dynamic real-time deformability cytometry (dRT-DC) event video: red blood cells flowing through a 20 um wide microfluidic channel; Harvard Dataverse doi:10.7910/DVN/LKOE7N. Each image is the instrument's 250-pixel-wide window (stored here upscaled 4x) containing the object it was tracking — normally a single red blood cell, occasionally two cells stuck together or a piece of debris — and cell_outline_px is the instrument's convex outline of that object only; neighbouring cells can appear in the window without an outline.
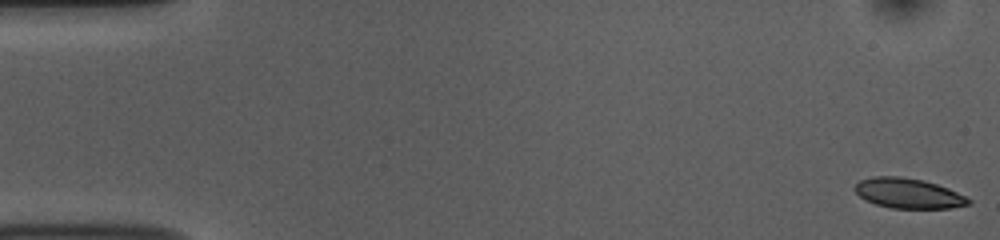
{"species": "common noctule bat (a hibernating species)", "species_latin": "Nyctalus noctula", "temperature_condition": "room temperature", "stored_images_in_passage": 53, "camera_frame_rate_fps": 3000, "um_per_image_px": 0.085, "animal": {"sex": "female", "body_mass_g": 10.0, "forearm_length_mm": 53.1}, "frame": {"image": 1, "passage_image": 1, "time_ms": 0.0, "image_size_px": [1000, 240], "cell_outline_px": [[972, 200], [968, 204], [948, 208], [892, 208], [876, 204], [860, 196], [852, 188], [860, 180], [872, 176], [900, 176], [924, 180], [948, 188]], "centroid_in_image_um": [77.17, 16.42], "position_along_channel_um": 7.8, "area_um2": 19.71}}
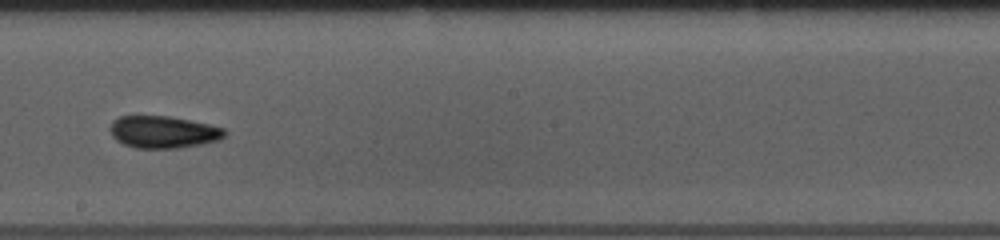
{"frame": {"image": 2, "passage_image": 30, "time_ms": 9.667, "image_size_px": [1000, 240], "cell_outline_px": [[228, 132], [224, 136], [216, 140], [200, 144], [180, 148], [136, 148], [124, 144], [116, 140], [112, 136], [108, 128], [112, 120], [120, 116], [168, 116], [208, 124], [224, 128]], "centroid_in_image_um": [13.83, 11.22], "position_along_channel_um": 234.4, "area_um2": 21.44}}
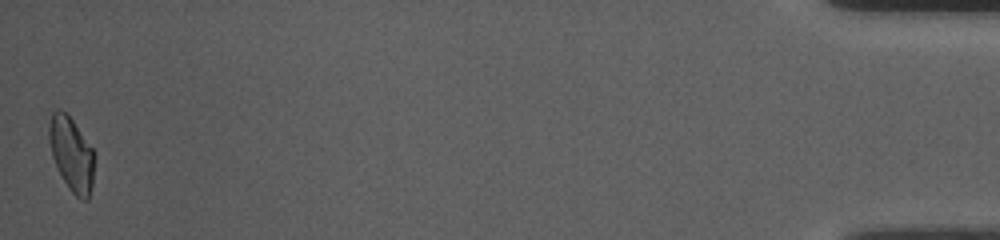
{"frame": {"image": 3, "passage_image": 53, "time_ms": 17.333, "image_size_px": [1000, 240], "cell_outline_px": [[92, 184], [88, 200], [84, 200], [76, 196], [68, 188], [52, 156], [48, 140], [48, 124], [52, 112], [56, 108], [60, 108], [72, 120], [92, 148]], "centroid_in_image_um": [6.03, 13.06], "position_along_channel_um": 429.2, "area_um2": 19.07}, "authors_computed_cell_mechanics": {"area_um2": 20.519, "velocity_mm_per_s": 3.7502, "shape_relaxation_time_tau1_ms": 7.1119, "shape_relaxation_time_tau2_ms": 9.3021, "deformation_change_tau1": 0.1291, "deformation_change_tau2": 0.1311}}